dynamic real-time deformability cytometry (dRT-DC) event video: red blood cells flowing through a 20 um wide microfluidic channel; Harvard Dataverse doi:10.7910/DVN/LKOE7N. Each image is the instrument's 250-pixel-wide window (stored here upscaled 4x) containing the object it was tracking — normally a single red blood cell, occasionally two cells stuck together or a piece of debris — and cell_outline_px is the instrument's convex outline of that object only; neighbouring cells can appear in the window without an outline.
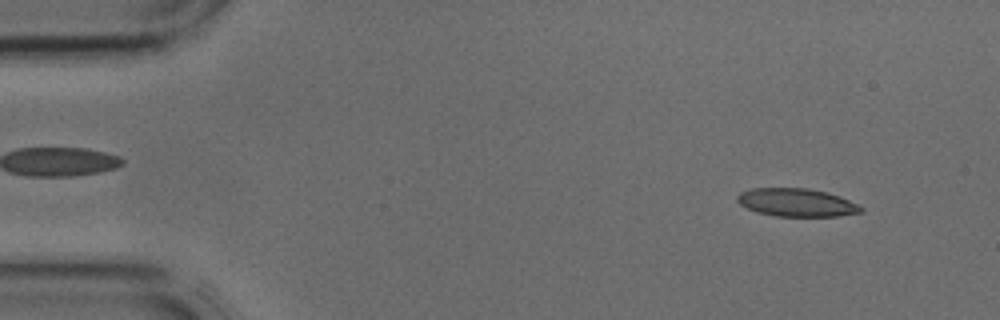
{"species": "common noctule bat (a hibernating species)", "species_latin": "Nyctalus noctula", "temperature_condition": "cold", "stored_images_in_passage": 42, "camera_frame_rate_fps": 3000, "um_per_image_px": 0.085, "animal": {"sex": "male", "body_mass_g": 17.9, "forearm_length_mm": 54.2}, "frame": {"image": 1, "passage_image": 4, "time_ms": 1.0, "image_size_px": [1000, 320], "cell_outline_px": [[864, 212], [840, 216], [776, 216], [756, 212], [740, 204], [736, 200], [736, 196], [740, 192], [752, 188], [808, 188], [828, 192], [840, 196], [860, 204], [864, 208]], "centroid_in_image_um": [67.76, 17.21], "position_along_channel_um": 17.2, "area_um2": 20.52}}
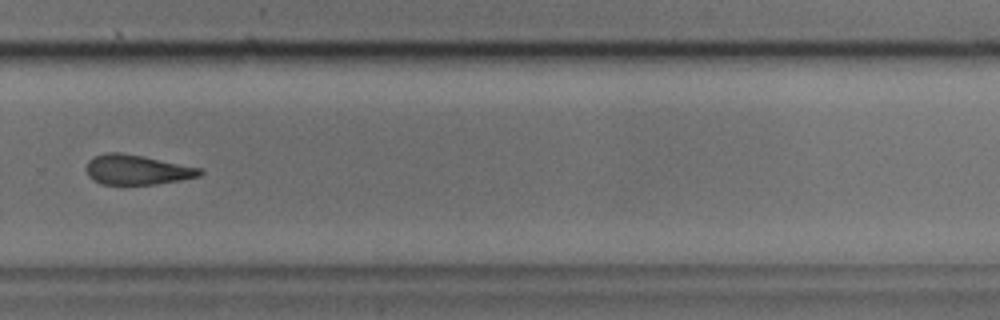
{"frame": {"image": 2, "passage_image": 29, "time_ms": 9.333, "image_size_px": [1000, 320], "cell_outline_px": [[204, 172], [200, 176], [180, 180], [156, 184], [104, 184], [92, 180], [88, 176], [84, 168], [88, 160], [92, 156], [108, 152], [120, 152], [200, 168]], "centroid_in_image_um": [11.57, 14.43], "position_along_channel_um": 318.2, "area_um2": 19.65}}
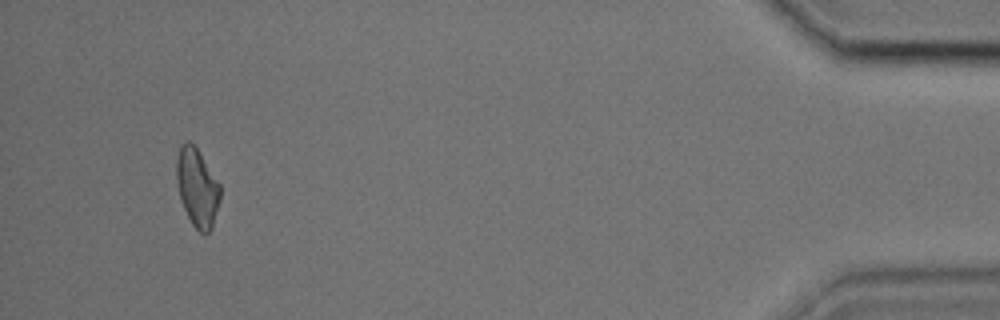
{"frame": {"image": 3, "passage_image": 40, "time_ms": 13.0, "image_size_px": [1000, 320], "cell_outline_px": [[220, 200], [212, 228], [208, 232], [200, 232], [192, 224], [184, 208], [180, 196], [176, 180], [176, 156], [180, 144], [184, 140], [188, 140], [196, 148], [220, 184]], "centroid_in_image_um": [16.74, 15.91], "position_along_channel_um": 418.5, "area_um2": 19.77}}